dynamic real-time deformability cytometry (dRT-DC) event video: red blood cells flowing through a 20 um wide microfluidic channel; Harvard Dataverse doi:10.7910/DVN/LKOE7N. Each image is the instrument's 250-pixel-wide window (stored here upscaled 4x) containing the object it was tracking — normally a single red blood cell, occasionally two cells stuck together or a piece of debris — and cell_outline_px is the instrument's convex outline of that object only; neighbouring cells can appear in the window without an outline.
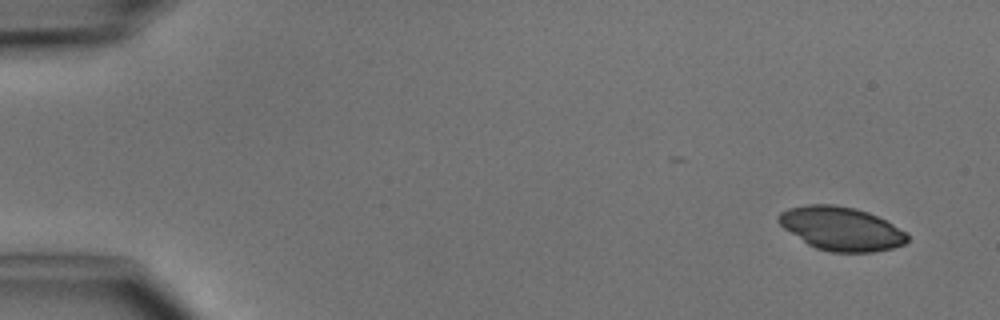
{"species": "common noctule bat (a hibernating species)", "species_latin": "Nyctalus noctula", "temperature_condition": "cold", "stored_images_in_passage": 4, "camera_frame_rate_fps": 3000, "um_per_image_px": 0.085, "animal": {"sex": "male", "body_mass_g": 15.6}, "frame": {"image": 1, "passage_image": 1, "time_ms": 0.0, "image_size_px": [1000, 320], "cell_outline_px": [[908, 240], [904, 244], [892, 248], [872, 252], [832, 252], [816, 248], [808, 244], [784, 228], [776, 220], [776, 216], [780, 212], [788, 208], [808, 204], [832, 204], [856, 208], [868, 212], [908, 232]], "centroid_in_image_um": [71.49, 19.42], "position_along_channel_um": 13.5, "area_um2": 32.71}}